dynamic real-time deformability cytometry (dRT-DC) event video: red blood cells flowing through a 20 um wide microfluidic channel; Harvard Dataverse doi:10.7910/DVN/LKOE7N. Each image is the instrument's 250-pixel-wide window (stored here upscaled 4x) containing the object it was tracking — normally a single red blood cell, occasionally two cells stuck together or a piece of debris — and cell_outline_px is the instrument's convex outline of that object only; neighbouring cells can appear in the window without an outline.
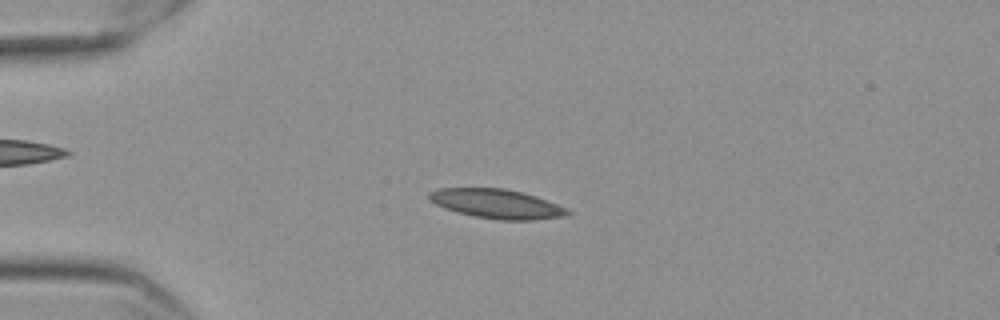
{"species": "Egyptian fruit bat (a non-hibernating species)", "species_latin": "Rousettus aegyptiacus", "temperature_condition": "cold", "stored_images_in_passage": 57, "camera_frame_rate_fps": 3000, "um_per_image_px": 0.085, "frame": {"image": 1, "passage_image": 14, "time_ms": 4.333, "image_size_px": [1000, 320], "cell_outline_px": [[572, 212], [564, 216], [532, 220], [500, 220], [476, 216], [456, 212], [436, 204], [428, 200], [428, 192], [440, 188], [504, 188], [524, 192], [536, 196], [568, 208]], "centroid_in_image_um": [42.23, 17.31], "position_along_channel_um": 42.8, "area_um2": 23.64}}
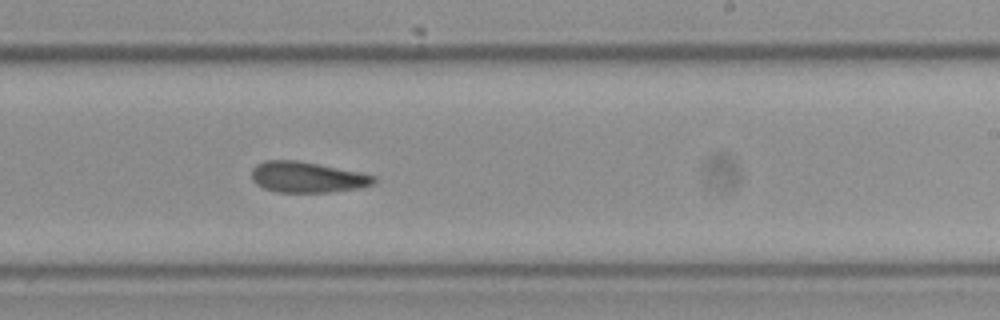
{"frame": {"image": 2, "passage_image": 35, "time_ms": 11.333, "image_size_px": [1000, 320], "cell_outline_px": [[376, 180], [372, 184], [360, 188], [328, 192], [276, 192], [264, 188], [256, 184], [252, 180], [252, 168], [256, 164], [264, 160], [296, 160], [376, 176]], "centroid_in_image_um": [26.05, 15.06], "position_along_channel_um": 263.0, "area_um2": 21.68}}
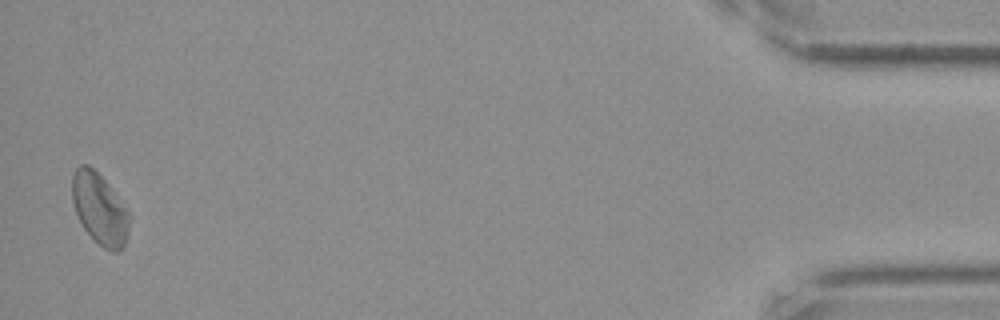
{"frame": {"image": 3, "passage_image": 56, "time_ms": 18.333, "image_size_px": [1000, 320], "cell_outline_px": [[128, 232], [124, 248], [120, 252], [112, 252], [104, 248], [84, 228], [76, 212], [72, 200], [72, 176], [76, 168], [80, 164], [88, 164], [104, 180], [128, 212]], "centroid_in_image_um": [8.45, 17.77], "position_along_channel_um": 426.7, "area_um2": 23.12}}